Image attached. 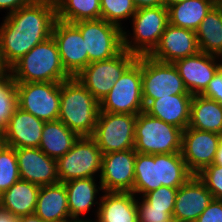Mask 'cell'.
Instances as JSON below:
<instances>
[{
	"instance_id": "6da1fadb",
	"label": "cell",
	"mask_w": 222,
	"mask_h": 222,
	"mask_svg": "<svg viewBox=\"0 0 222 222\" xmlns=\"http://www.w3.org/2000/svg\"><path fill=\"white\" fill-rule=\"evenodd\" d=\"M57 19L54 0H33L29 5L3 16L0 47L9 68L33 47L52 36Z\"/></svg>"
},
{
	"instance_id": "7a4b0ae2",
	"label": "cell",
	"mask_w": 222,
	"mask_h": 222,
	"mask_svg": "<svg viewBox=\"0 0 222 222\" xmlns=\"http://www.w3.org/2000/svg\"><path fill=\"white\" fill-rule=\"evenodd\" d=\"M100 104L76 78L60 83V112L58 120L80 136H92Z\"/></svg>"
},
{
	"instance_id": "3957f363",
	"label": "cell",
	"mask_w": 222,
	"mask_h": 222,
	"mask_svg": "<svg viewBox=\"0 0 222 222\" xmlns=\"http://www.w3.org/2000/svg\"><path fill=\"white\" fill-rule=\"evenodd\" d=\"M10 73L16 82H55L62 83L71 78L65 71L52 36L33 47L11 68Z\"/></svg>"
},
{
	"instance_id": "277c9868",
	"label": "cell",
	"mask_w": 222,
	"mask_h": 222,
	"mask_svg": "<svg viewBox=\"0 0 222 222\" xmlns=\"http://www.w3.org/2000/svg\"><path fill=\"white\" fill-rule=\"evenodd\" d=\"M130 22L131 30L123 29V48L137 56L149 55L169 24L168 8L158 6L137 9Z\"/></svg>"
},
{
	"instance_id": "5b68a950",
	"label": "cell",
	"mask_w": 222,
	"mask_h": 222,
	"mask_svg": "<svg viewBox=\"0 0 222 222\" xmlns=\"http://www.w3.org/2000/svg\"><path fill=\"white\" fill-rule=\"evenodd\" d=\"M183 130L145 111L137 114L134 150L143 154L181 153Z\"/></svg>"
},
{
	"instance_id": "8992f818",
	"label": "cell",
	"mask_w": 222,
	"mask_h": 222,
	"mask_svg": "<svg viewBox=\"0 0 222 222\" xmlns=\"http://www.w3.org/2000/svg\"><path fill=\"white\" fill-rule=\"evenodd\" d=\"M100 112L137 115L145 110L142 97L141 56L114 83L100 101Z\"/></svg>"
},
{
	"instance_id": "52a82bcc",
	"label": "cell",
	"mask_w": 222,
	"mask_h": 222,
	"mask_svg": "<svg viewBox=\"0 0 222 222\" xmlns=\"http://www.w3.org/2000/svg\"><path fill=\"white\" fill-rule=\"evenodd\" d=\"M103 153L91 136H80L72 148L57 161L60 182L81 178H99Z\"/></svg>"
},
{
	"instance_id": "ba28073f",
	"label": "cell",
	"mask_w": 222,
	"mask_h": 222,
	"mask_svg": "<svg viewBox=\"0 0 222 222\" xmlns=\"http://www.w3.org/2000/svg\"><path fill=\"white\" fill-rule=\"evenodd\" d=\"M142 97L144 106L151 100L170 95L190 94L173 63L141 56Z\"/></svg>"
},
{
	"instance_id": "9c48e42d",
	"label": "cell",
	"mask_w": 222,
	"mask_h": 222,
	"mask_svg": "<svg viewBox=\"0 0 222 222\" xmlns=\"http://www.w3.org/2000/svg\"><path fill=\"white\" fill-rule=\"evenodd\" d=\"M138 56L123 49L114 57L89 63L75 77L100 101L111 91L119 77L137 60Z\"/></svg>"
},
{
	"instance_id": "30bf717a",
	"label": "cell",
	"mask_w": 222,
	"mask_h": 222,
	"mask_svg": "<svg viewBox=\"0 0 222 222\" xmlns=\"http://www.w3.org/2000/svg\"><path fill=\"white\" fill-rule=\"evenodd\" d=\"M137 115L99 112L92 138L103 154L134 149Z\"/></svg>"
},
{
	"instance_id": "8fae6325",
	"label": "cell",
	"mask_w": 222,
	"mask_h": 222,
	"mask_svg": "<svg viewBox=\"0 0 222 222\" xmlns=\"http://www.w3.org/2000/svg\"><path fill=\"white\" fill-rule=\"evenodd\" d=\"M73 24L85 40L88 64L110 59L124 49L123 30L104 19L82 20Z\"/></svg>"
},
{
	"instance_id": "7c38bea8",
	"label": "cell",
	"mask_w": 222,
	"mask_h": 222,
	"mask_svg": "<svg viewBox=\"0 0 222 222\" xmlns=\"http://www.w3.org/2000/svg\"><path fill=\"white\" fill-rule=\"evenodd\" d=\"M18 107L44 122L58 120L60 83L17 82Z\"/></svg>"
},
{
	"instance_id": "4fadbf2b",
	"label": "cell",
	"mask_w": 222,
	"mask_h": 222,
	"mask_svg": "<svg viewBox=\"0 0 222 222\" xmlns=\"http://www.w3.org/2000/svg\"><path fill=\"white\" fill-rule=\"evenodd\" d=\"M52 37L65 71L75 77L88 65V53L85 52V40L81 32L73 23L56 19Z\"/></svg>"
},
{
	"instance_id": "5bb4252c",
	"label": "cell",
	"mask_w": 222,
	"mask_h": 222,
	"mask_svg": "<svg viewBox=\"0 0 222 222\" xmlns=\"http://www.w3.org/2000/svg\"><path fill=\"white\" fill-rule=\"evenodd\" d=\"M134 149L103 154L99 180L104 192H132L135 181Z\"/></svg>"
},
{
	"instance_id": "9a60e30c",
	"label": "cell",
	"mask_w": 222,
	"mask_h": 222,
	"mask_svg": "<svg viewBox=\"0 0 222 222\" xmlns=\"http://www.w3.org/2000/svg\"><path fill=\"white\" fill-rule=\"evenodd\" d=\"M221 137L218 133L191 127L183 130L181 154L193 175L213 164Z\"/></svg>"
},
{
	"instance_id": "2e32d148",
	"label": "cell",
	"mask_w": 222,
	"mask_h": 222,
	"mask_svg": "<svg viewBox=\"0 0 222 222\" xmlns=\"http://www.w3.org/2000/svg\"><path fill=\"white\" fill-rule=\"evenodd\" d=\"M191 95H201L222 66V58L204 52L179 59L173 63Z\"/></svg>"
},
{
	"instance_id": "e0dca14e",
	"label": "cell",
	"mask_w": 222,
	"mask_h": 222,
	"mask_svg": "<svg viewBox=\"0 0 222 222\" xmlns=\"http://www.w3.org/2000/svg\"><path fill=\"white\" fill-rule=\"evenodd\" d=\"M198 52L196 31L168 24L158 45L149 56L161 62L174 63Z\"/></svg>"
},
{
	"instance_id": "ac0fdd59",
	"label": "cell",
	"mask_w": 222,
	"mask_h": 222,
	"mask_svg": "<svg viewBox=\"0 0 222 222\" xmlns=\"http://www.w3.org/2000/svg\"><path fill=\"white\" fill-rule=\"evenodd\" d=\"M20 179L39 186L56 184L59 181L57 161L39 148L15 149Z\"/></svg>"
},
{
	"instance_id": "d6986e66",
	"label": "cell",
	"mask_w": 222,
	"mask_h": 222,
	"mask_svg": "<svg viewBox=\"0 0 222 222\" xmlns=\"http://www.w3.org/2000/svg\"><path fill=\"white\" fill-rule=\"evenodd\" d=\"M213 200L205 184L193 175L177 189L172 218L183 222H195Z\"/></svg>"
},
{
	"instance_id": "ffe728a7",
	"label": "cell",
	"mask_w": 222,
	"mask_h": 222,
	"mask_svg": "<svg viewBox=\"0 0 222 222\" xmlns=\"http://www.w3.org/2000/svg\"><path fill=\"white\" fill-rule=\"evenodd\" d=\"M98 179L99 178H81L64 183L67 191L70 217L89 218V212H92L95 215L93 217L96 218L100 199L104 192L101 182L100 180L98 181Z\"/></svg>"
},
{
	"instance_id": "44dd1931",
	"label": "cell",
	"mask_w": 222,
	"mask_h": 222,
	"mask_svg": "<svg viewBox=\"0 0 222 222\" xmlns=\"http://www.w3.org/2000/svg\"><path fill=\"white\" fill-rule=\"evenodd\" d=\"M44 121L17 107L6 123L5 144L15 149L38 148L41 142Z\"/></svg>"
},
{
	"instance_id": "7402d4cb",
	"label": "cell",
	"mask_w": 222,
	"mask_h": 222,
	"mask_svg": "<svg viewBox=\"0 0 222 222\" xmlns=\"http://www.w3.org/2000/svg\"><path fill=\"white\" fill-rule=\"evenodd\" d=\"M192 98L191 94L168 95L151 100L145 106L144 111L165 123L184 130L189 124Z\"/></svg>"
},
{
	"instance_id": "603a6c76",
	"label": "cell",
	"mask_w": 222,
	"mask_h": 222,
	"mask_svg": "<svg viewBox=\"0 0 222 222\" xmlns=\"http://www.w3.org/2000/svg\"><path fill=\"white\" fill-rule=\"evenodd\" d=\"M97 222H139L137 197L132 192H103Z\"/></svg>"
},
{
	"instance_id": "cb8c5ba5",
	"label": "cell",
	"mask_w": 222,
	"mask_h": 222,
	"mask_svg": "<svg viewBox=\"0 0 222 222\" xmlns=\"http://www.w3.org/2000/svg\"><path fill=\"white\" fill-rule=\"evenodd\" d=\"M34 214L45 222H65L71 218L63 182L40 187Z\"/></svg>"
},
{
	"instance_id": "d4e9b609",
	"label": "cell",
	"mask_w": 222,
	"mask_h": 222,
	"mask_svg": "<svg viewBox=\"0 0 222 222\" xmlns=\"http://www.w3.org/2000/svg\"><path fill=\"white\" fill-rule=\"evenodd\" d=\"M40 187L20 179L0 195V209L17 217L34 214Z\"/></svg>"
},
{
	"instance_id": "484cf974",
	"label": "cell",
	"mask_w": 222,
	"mask_h": 222,
	"mask_svg": "<svg viewBox=\"0 0 222 222\" xmlns=\"http://www.w3.org/2000/svg\"><path fill=\"white\" fill-rule=\"evenodd\" d=\"M188 127L222 135V105L202 95H193Z\"/></svg>"
},
{
	"instance_id": "4316f807",
	"label": "cell",
	"mask_w": 222,
	"mask_h": 222,
	"mask_svg": "<svg viewBox=\"0 0 222 222\" xmlns=\"http://www.w3.org/2000/svg\"><path fill=\"white\" fill-rule=\"evenodd\" d=\"M79 136L60 120L44 123L39 149L47 156L58 159L65 155Z\"/></svg>"
},
{
	"instance_id": "83f0119b",
	"label": "cell",
	"mask_w": 222,
	"mask_h": 222,
	"mask_svg": "<svg viewBox=\"0 0 222 222\" xmlns=\"http://www.w3.org/2000/svg\"><path fill=\"white\" fill-rule=\"evenodd\" d=\"M216 0H186L168 7L169 24L196 31Z\"/></svg>"
},
{
	"instance_id": "f1b7e54d",
	"label": "cell",
	"mask_w": 222,
	"mask_h": 222,
	"mask_svg": "<svg viewBox=\"0 0 222 222\" xmlns=\"http://www.w3.org/2000/svg\"><path fill=\"white\" fill-rule=\"evenodd\" d=\"M200 52L222 58V12L215 5L196 30Z\"/></svg>"
},
{
	"instance_id": "f546056e",
	"label": "cell",
	"mask_w": 222,
	"mask_h": 222,
	"mask_svg": "<svg viewBox=\"0 0 222 222\" xmlns=\"http://www.w3.org/2000/svg\"><path fill=\"white\" fill-rule=\"evenodd\" d=\"M154 162H158L159 188L166 186L178 189L193 176L181 153L155 154Z\"/></svg>"
},
{
	"instance_id": "4dcf8cb0",
	"label": "cell",
	"mask_w": 222,
	"mask_h": 222,
	"mask_svg": "<svg viewBox=\"0 0 222 222\" xmlns=\"http://www.w3.org/2000/svg\"><path fill=\"white\" fill-rule=\"evenodd\" d=\"M57 19L75 23L101 19L100 0H54Z\"/></svg>"
},
{
	"instance_id": "1f68e13d",
	"label": "cell",
	"mask_w": 222,
	"mask_h": 222,
	"mask_svg": "<svg viewBox=\"0 0 222 222\" xmlns=\"http://www.w3.org/2000/svg\"><path fill=\"white\" fill-rule=\"evenodd\" d=\"M159 188L158 162L154 155L137 152L135 159V181L132 193L136 197Z\"/></svg>"
},
{
	"instance_id": "d6a6232c",
	"label": "cell",
	"mask_w": 222,
	"mask_h": 222,
	"mask_svg": "<svg viewBox=\"0 0 222 222\" xmlns=\"http://www.w3.org/2000/svg\"><path fill=\"white\" fill-rule=\"evenodd\" d=\"M101 19L121 28H129L125 22L130 20L137 11L133 0H100ZM125 21V22H124ZM126 26H124V25Z\"/></svg>"
},
{
	"instance_id": "836d02e7",
	"label": "cell",
	"mask_w": 222,
	"mask_h": 222,
	"mask_svg": "<svg viewBox=\"0 0 222 222\" xmlns=\"http://www.w3.org/2000/svg\"><path fill=\"white\" fill-rule=\"evenodd\" d=\"M17 107V82L9 72L0 77V134Z\"/></svg>"
},
{
	"instance_id": "e575fe53",
	"label": "cell",
	"mask_w": 222,
	"mask_h": 222,
	"mask_svg": "<svg viewBox=\"0 0 222 222\" xmlns=\"http://www.w3.org/2000/svg\"><path fill=\"white\" fill-rule=\"evenodd\" d=\"M19 180L15 148L5 145L0 150V195Z\"/></svg>"
},
{
	"instance_id": "d590c367",
	"label": "cell",
	"mask_w": 222,
	"mask_h": 222,
	"mask_svg": "<svg viewBox=\"0 0 222 222\" xmlns=\"http://www.w3.org/2000/svg\"><path fill=\"white\" fill-rule=\"evenodd\" d=\"M177 188L161 186L144 194L141 198L149 205V209L173 212L176 200Z\"/></svg>"
},
{
	"instance_id": "8d00e7d4",
	"label": "cell",
	"mask_w": 222,
	"mask_h": 222,
	"mask_svg": "<svg viewBox=\"0 0 222 222\" xmlns=\"http://www.w3.org/2000/svg\"><path fill=\"white\" fill-rule=\"evenodd\" d=\"M197 177L205 184L213 199L222 200V165H208L197 174Z\"/></svg>"
},
{
	"instance_id": "74e56055",
	"label": "cell",
	"mask_w": 222,
	"mask_h": 222,
	"mask_svg": "<svg viewBox=\"0 0 222 222\" xmlns=\"http://www.w3.org/2000/svg\"><path fill=\"white\" fill-rule=\"evenodd\" d=\"M137 209L139 222H167L172 218L173 213L149 209V205L141 197H137Z\"/></svg>"
},
{
	"instance_id": "f35d334b",
	"label": "cell",
	"mask_w": 222,
	"mask_h": 222,
	"mask_svg": "<svg viewBox=\"0 0 222 222\" xmlns=\"http://www.w3.org/2000/svg\"><path fill=\"white\" fill-rule=\"evenodd\" d=\"M201 95L222 105V66L214 74L206 90Z\"/></svg>"
},
{
	"instance_id": "ab89813d",
	"label": "cell",
	"mask_w": 222,
	"mask_h": 222,
	"mask_svg": "<svg viewBox=\"0 0 222 222\" xmlns=\"http://www.w3.org/2000/svg\"><path fill=\"white\" fill-rule=\"evenodd\" d=\"M195 222H222V200L213 199Z\"/></svg>"
},
{
	"instance_id": "60d3db41",
	"label": "cell",
	"mask_w": 222,
	"mask_h": 222,
	"mask_svg": "<svg viewBox=\"0 0 222 222\" xmlns=\"http://www.w3.org/2000/svg\"><path fill=\"white\" fill-rule=\"evenodd\" d=\"M33 0H0V11L5 10V16L29 5Z\"/></svg>"
},
{
	"instance_id": "b9f144b4",
	"label": "cell",
	"mask_w": 222,
	"mask_h": 222,
	"mask_svg": "<svg viewBox=\"0 0 222 222\" xmlns=\"http://www.w3.org/2000/svg\"><path fill=\"white\" fill-rule=\"evenodd\" d=\"M133 3L137 9L148 7H165V0H133Z\"/></svg>"
},
{
	"instance_id": "7bdbcfd3",
	"label": "cell",
	"mask_w": 222,
	"mask_h": 222,
	"mask_svg": "<svg viewBox=\"0 0 222 222\" xmlns=\"http://www.w3.org/2000/svg\"><path fill=\"white\" fill-rule=\"evenodd\" d=\"M0 222H18V217L0 209Z\"/></svg>"
},
{
	"instance_id": "ee69618b",
	"label": "cell",
	"mask_w": 222,
	"mask_h": 222,
	"mask_svg": "<svg viewBox=\"0 0 222 222\" xmlns=\"http://www.w3.org/2000/svg\"><path fill=\"white\" fill-rule=\"evenodd\" d=\"M9 72H10V68L7 66V64L3 58L2 50L0 47V77L9 73Z\"/></svg>"
},
{
	"instance_id": "f6af8a7d",
	"label": "cell",
	"mask_w": 222,
	"mask_h": 222,
	"mask_svg": "<svg viewBox=\"0 0 222 222\" xmlns=\"http://www.w3.org/2000/svg\"><path fill=\"white\" fill-rule=\"evenodd\" d=\"M18 222H45L35 214L18 217Z\"/></svg>"
},
{
	"instance_id": "bcb514c9",
	"label": "cell",
	"mask_w": 222,
	"mask_h": 222,
	"mask_svg": "<svg viewBox=\"0 0 222 222\" xmlns=\"http://www.w3.org/2000/svg\"><path fill=\"white\" fill-rule=\"evenodd\" d=\"M213 164L222 165V137L220 139Z\"/></svg>"
},
{
	"instance_id": "7dc6e473",
	"label": "cell",
	"mask_w": 222,
	"mask_h": 222,
	"mask_svg": "<svg viewBox=\"0 0 222 222\" xmlns=\"http://www.w3.org/2000/svg\"><path fill=\"white\" fill-rule=\"evenodd\" d=\"M65 222H97V219L96 218H92L90 216V219L89 218H69L67 219Z\"/></svg>"
},
{
	"instance_id": "c3c4849f",
	"label": "cell",
	"mask_w": 222,
	"mask_h": 222,
	"mask_svg": "<svg viewBox=\"0 0 222 222\" xmlns=\"http://www.w3.org/2000/svg\"><path fill=\"white\" fill-rule=\"evenodd\" d=\"M183 1H186V0H165V7L168 8L171 5H175Z\"/></svg>"
},
{
	"instance_id": "681fc988",
	"label": "cell",
	"mask_w": 222,
	"mask_h": 222,
	"mask_svg": "<svg viewBox=\"0 0 222 222\" xmlns=\"http://www.w3.org/2000/svg\"><path fill=\"white\" fill-rule=\"evenodd\" d=\"M5 138L3 134H0V150L5 146Z\"/></svg>"
},
{
	"instance_id": "f907efd6",
	"label": "cell",
	"mask_w": 222,
	"mask_h": 222,
	"mask_svg": "<svg viewBox=\"0 0 222 222\" xmlns=\"http://www.w3.org/2000/svg\"><path fill=\"white\" fill-rule=\"evenodd\" d=\"M216 5L219 7L220 11L222 12V0H216Z\"/></svg>"
},
{
	"instance_id": "816d5d0a",
	"label": "cell",
	"mask_w": 222,
	"mask_h": 222,
	"mask_svg": "<svg viewBox=\"0 0 222 222\" xmlns=\"http://www.w3.org/2000/svg\"><path fill=\"white\" fill-rule=\"evenodd\" d=\"M167 222H183V221H180V220L175 219V218H171V219L168 220Z\"/></svg>"
}]
</instances>
